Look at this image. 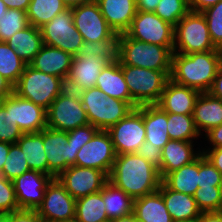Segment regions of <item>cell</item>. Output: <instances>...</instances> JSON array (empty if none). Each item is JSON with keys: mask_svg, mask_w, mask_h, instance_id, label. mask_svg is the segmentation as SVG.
I'll return each mask as SVG.
<instances>
[{"mask_svg": "<svg viewBox=\"0 0 222 222\" xmlns=\"http://www.w3.org/2000/svg\"><path fill=\"white\" fill-rule=\"evenodd\" d=\"M108 180L133 199L157 191L162 182L159 170L137 153L116 155Z\"/></svg>", "mask_w": 222, "mask_h": 222, "instance_id": "6da1fadb", "label": "cell"}, {"mask_svg": "<svg viewBox=\"0 0 222 222\" xmlns=\"http://www.w3.org/2000/svg\"><path fill=\"white\" fill-rule=\"evenodd\" d=\"M222 61V50L190 54L173 53L170 79L175 83L208 92Z\"/></svg>", "mask_w": 222, "mask_h": 222, "instance_id": "7a4b0ae2", "label": "cell"}, {"mask_svg": "<svg viewBox=\"0 0 222 222\" xmlns=\"http://www.w3.org/2000/svg\"><path fill=\"white\" fill-rule=\"evenodd\" d=\"M173 48L145 43L123 33L119 37L118 61L120 65L171 71Z\"/></svg>", "mask_w": 222, "mask_h": 222, "instance_id": "3957f363", "label": "cell"}, {"mask_svg": "<svg viewBox=\"0 0 222 222\" xmlns=\"http://www.w3.org/2000/svg\"><path fill=\"white\" fill-rule=\"evenodd\" d=\"M78 94L89 123L99 130L107 131L134 109L125 101L106 96L96 86Z\"/></svg>", "mask_w": 222, "mask_h": 222, "instance_id": "277c9868", "label": "cell"}, {"mask_svg": "<svg viewBox=\"0 0 222 222\" xmlns=\"http://www.w3.org/2000/svg\"><path fill=\"white\" fill-rule=\"evenodd\" d=\"M65 88L62 78L38 71L27 64L13 86V92L47 110Z\"/></svg>", "mask_w": 222, "mask_h": 222, "instance_id": "5b68a950", "label": "cell"}, {"mask_svg": "<svg viewBox=\"0 0 222 222\" xmlns=\"http://www.w3.org/2000/svg\"><path fill=\"white\" fill-rule=\"evenodd\" d=\"M131 98L138 105L157 104L170 79L171 71H156L130 65H120Z\"/></svg>", "mask_w": 222, "mask_h": 222, "instance_id": "8992f818", "label": "cell"}, {"mask_svg": "<svg viewBox=\"0 0 222 222\" xmlns=\"http://www.w3.org/2000/svg\"><path fill=\"white\" fill-rule=\"evenodd\" d=\"M217 49L201 12L189 11L174 27L173 53L190 54Z\"/></svg>", "mask_w": 222, "mask_h": 222, "instance_id": "52a82bcc", "label": "cell"}, {"mask_svg": "<svg viewBox=\"0 0 222 222\" xmlns=\"http://www.w3.org/2000/svg\"><path fill=\"white\" fill-rule=\"evenodd\" d=\"M47 127L69 131L89 124L86 111L77 92L65 88L46 110Z\"/></svg>", "mask_w": 222, "mask_h": 222, "instance_id": "ba28073f", "label": "cell"}, {"mask_svg": "<svg viewBox=\"0 0 222 222\" xmlns=\"http://www.w3.org/2000/svg\"><path fill=\"white\" fill-rule=\"evenodd\" d=\"M43 43L73 56L79 54L84 39L73 23L72 8H67L41 28Z\"/></svg>", "mask_w": 222, "mask_h": 222, "instance_id": "9c48e42d", "label": "cell"}, {"mask_svg": "<svg viewBox=\"0 0 222 222\" xmlns=\"http://www.w3.org/2000/svg\"><path fill=\"white\" fill-rule=\"evenodd\" d=\"M116 155L136 153L145 142L143 105L133 109L126 117L107 130Z\"/></svg>", "mask_w": 222, "mask_h": 222, "instance_id": "30bf717a", "label": "cell"}, {"mask_svg": "<svg viewBox=\"0 0 222 222\" xmlns=\"http://www.w3.org/2000/svg\"><path fill=\"white\" fill-rule=\"evenodd\" d=\"M125 34L149 44L174 46V26L154 12L137 11Z\"/></svg>", "mask_w": 222, "mask_h": 222, "instance_id": "8fae6325", "label": "cell"}, {"mask_svg": "<svg viewBox=\"0 0 222 222\" xmlns=\"http://www.w3.org/2000/svg\"><path fill=\"white\" fill-rule=\"evenodd\" d=\"M43 145L48 161V175L53 179L75 165L79 149L67 141V131L46 127L43 129Z\"/></svg>", "mask_w": 222, "mask_h": 222, "instance_id": "7c38bea8", "label": "cell"}, {"mask_svg": "<svg viewBox=\"0 0 222 222\" xmlns=\"http://www.w3.org/2000/svg\"><path fill=\"white\" fill-rule=\"evenodd\" d=\"M76 199H74L57 178L46 186L45 196L37 208L43 222H64L75 219Z\"/></svg>", "mask_w": 222, "mask_h": 222, "instance_id": "4fadbf2b", "label": "cell"}, {"mask_svg": "<svg viewBox=\"0 0 222 222\" xmlns=\"http://www.w3.org/2000/svg\"><path fill=\"white\" fill-rule=\"evenodd\" d=\"M115 157L116 153L109 133L99 130L89 142L79 149L75 165L98 169L109 176Z\"/></svg>", "mask_w": 222, "mask_h": 222, "instance_id": "5bb4252c", "label": "cell"}, {"mask_svg": "<svg viewBox=\"0 0 222 222\" xmlns=\"http://www.w3.org/2000/svg\"><path fill=\"white\" fill-rule=\"evenodd\" d=\"M57 179L74 199H78L101 191L108 181V175L98 169L74 165L63 171Z\"/></svg>", "mask_w": 222, "mask_h": 222, "instance_id": "9a60e30c", "label": "cell"}, {"mask_svg": "<svg viewBox=\"0 0 222 222\" xmlns=\"http://www.w3.org/2000/svg\"><path fill=\"white\" fill-rule=\"evenodd\" d=\"M73 23L84 41L112 39L116 33L109 27L97 2L72 7Z\"/></svg>", "mask_w": 222, "mask_h": 222, "instance_id": "2e32d148", "label": "cell"}, {"mask_svg": "<svg viewBox=\"0 0 222 222\" xmlns=\"http://www.w3.org/2000/svg\"><path fill=\"white\" fill-rule=\"evenodd\" d=\"M52 179L50 175L36 170L27 171L15 178L12 182L19 209L36 211L43 201L46 186Z\"/></svg>", "mask_w": 222, "mask_h": 222, "instance_id": "e0dca14e", "label": "cell"}, {"mask_svg": "<svg viewBox=\"0 0 222 222\" xmlns=\"http://www.w3.org/2000/svg\"><path fill=\"white\" fill-rule=\"evenodd\" d=\"M108 62L96 55L73 56L72 64L65 79V86L70 91L81 92L96 86L101 70Z\"/></svg>", "mask_w": 222, "mask_h": 222, "instance_id": "ac0fdd59", "label": "cell"}, {"mask_svg": "<svg viewBox=\"0 0 222 222\" xmlns=\"http://www.w3.org/2000/svg\"><path fill=\"white\" fill-rule=\"evenodd\" d=\"M11 117L23 133H37L47 127L46 109L11 93Z\"/></svg>", "mask_w": 222, "mask_h": 222, "instance_id": "d6986e66", "label": "cell"}, {"mask_svg": "<svg viewBox=\"0 0 222 222\" xmlns=\"http://www.w3.org/2000/svg\"><path fill=\"white\" fill-rule=\"evenodd\" d=\"M199 94L198 90L177 84L169 79L156 105L167 113L193 114L195 101Z\"/></svg>", "mask_w": 222, "mask_h": 222, "instance_id": "ffe728a7", "label": "cell"}, {"mask_svg": "<svg viewBox=\"0 0 222 222\" xmlns=\"http://www.w3.org/2000/svg\"><path fill=\"white\" fill-rule=\"evenodd\" d=\"M194 145L193 142L169 140L161 150L162 167L159 170L161 179L170 172L192 163L202 154L200 147L195 149Z\"/></svg>", "mask_w": 222, "mask_h": 222, "instance_id": "44dd1931", "label": "cell"}, {"mask_svg": "<svg viewBox=\"0 0 222 222\" xmlns=\"http://www.w3.org/2000/svg\"><path fill=\"white\" fill-rule=\"evenodd\" d=\"M109 27L116 34L125 33L137 13L136 0H96Z\"/></svg>", "mask_w": 222, "mask_h": 222, "instance_id": "7402d4cb", "label": "cell"}, {"mask_svg": "<svg viewBox=\"0 0 222 222\" xmlns=\"http://www.w3.org/2000/svg\"><path fill=\"white\" fill-rule=\"evenodd\" d=\"M72 60V54L44 44L29 65L38 71L60 77L65 81Z\"/></svg>", "mask_w": 222, "mask_h": 222, "instance_id": "603a6c76", "label": "cell"}, {"mask_svg": "<svg viewBox=\"0 0 222 222\" xmlns=\"http://www.w3.org/2000/svg\"><path fill=\"white\" fill-rule=\"evenodd\" d=\"M158 190L173 221L196 222L201 215L193 195L173 191L163 182Z\"/></svg>", "mask_w": 222, "mask_h": 222, "instance_id": "cb8c5ba5", "label": "cell"}, {"mask_svg": "<svg viewBox=\"0 0 222 222\" xmlns=\"http://www.w3.org/2000/svg\"><path fill=\"white\" fill-rule=\"evenodd\" d=\"M194 124L201 136L222 124V100L208 92L200 93L193 111ZM204 133V134H203Z\"/></svg>", "mask_w": 222, "mask_h": 222, "instance_id": "d4e9b609", "label": "cell"}, {"mask_svg": "<svg viewBox=\"0 0 222 222\" xmlns=\"http://www.w3.org/2000/svg\"><path fill=\"white\" fill-rule=\"evenodd\" d=\"M96 87L108 97L125 101L129 103L134 109L138 105L131 98L127 83L125 82L122 68L119 61L108 63L100 72Z\"/></svg>", "mask_w": 222, "mask_h": 222, "instance_id": "484cf974", "label": "cell"}, {"mask_svg": "<svg viewBox=\"0 0 222 222\" xmlns=\"http://www.w3.org/2000/svg\"><path fill=\"white\" fill-rule=\"evenodd\" d=\"M167 121V112H164L158 105H143L145 141L162 150L170 140Z\"/></svg>", "mask_w": 222, "mask_h": 222, "instance_id": "4316f807", "label": "cell"}, {"mask_svg": "<svg viewBox=\"0 0 222 222\" xmlns=\"http://www.w3.org/2000/svg\"><path fill=\"white\" fill-rule=\"evenodd\" d=\"M133 213L139 222H173L159 190L134 199Z\"/></svg>", "mask_w": 222, "mask_h": 222, "instance_id": "83f0119b", "label": "cell"}, {"mask_svg": "<svg viewBox=\"0 0 222 222\" xmlns=\"http://www.w3.org/2000/svg\"><path fill=\"white\" fill-rule=\"evenodd\" d=\"M6 43L27 64L34 59L44 45L40 28L33 25L16 32Z\"/></svg>", "mask_w": 222, "mask_h": 222, "instance_id": "f1b7e54d", "label": "cell"}, {"mask_svg": "<svg viewBox=\"0 0 222 222\" xmlns=\"http://www.w3.org/2000/svg\"><path fill=\"white\" fill-rule=\"evenodd\" d=\"M16 143L21 148L30 170L48 175V161L43 148V130L37 133H23Z\"/></svg>", "mask_w": 222, "mask_h": 222, "instance_id": "f546056e", "label": "cell"}, {"mask_svg": "<svg viewBox=\"0 0 222 222\" xmlns=\"http://www.w3.org/2000/svg\"><path fill=\"white\" fill-rule=\"evenodd\" d=\"M162 182L173 191L194 195L199 183V157L192 163L167 174Z\"/></svg>", "mask_w": 222, "mask_h": 222, "instance_id": "4dcf8cb0", "label": "cell"}, {"mask_svg": "<svg viewBox=\"0 0 222 222\" xmlns=\"http://www.w3.org/2000/svg\"><path fill=\"white\" fill-rule=\"evenodd\" d=\"M102 197L110 221L133 213L134 199L109 180L102 188Z\"/></svg>", "mask_w": 222, "mask_h": 222, "instance_id": "1f68e13d", "label": "cell"}, {"mask_svg": "<svg viewBox=\"0 0 222 222\" xmlns=\"http://www.w3.org/2000/svg\"><path fill=\"white\" fill-rule=\"evenodd\" d=\"M75 219L79 222H105L109 220L102 190L76 199Z\"/></svg>", "mask_w": 222, "mask_h": 222, "instance_id": "d6a6232c", "label": "cell"}, {"mask_svg": "<svg viewBox=\"0 0 222 222\" xmlns=\"http://www.w3.org/2000/svg\"><path fill=\"white\" fill-rule=\"evenodd\" d=\"M68 7L62 0H31L27 9L30 25L41 28Z\"/></svg>", "mask_w": 222, "mask_h": 222, "instance_id": "836d02e7", "label": "cell"}, {"mask_svg": "<svg viewBox=\"0 0 222 222\" xmlns=\"http://www.w3.org/2000/svg\"><path fill=\"white\" fill-rule=\"evenodd\" d=\"M167 115V131L170 140H181L197 143V141L194 140H198L201 135L195 127L193 114L184 115L167 113Z\"/></svg>", "mask_w": 222, "mask_h": 222, "instance_id": "e575fe53", "label": "cell"}, {"mask_svg": "<svg viewBox=\"0 0 222 222\" xmlns=\"http://www.w3.org/2000/svg\"><path fill=\"white\" fill-rule=\"evenodd\" d=\"M27 63L6 42L0 41V74L13 86L20 79Z\"/></svg>", "mask_w": 222, "mask_h": 222, "instance_id": "d590c367", "label": "cell"}, {"mask_svg": "<svg viewBox=\"0 0 222 222\" xmlns=\"http://www.w3.org/2000/svg\"><path fill=\"white\" fill-rule=\"evenodd\" d=\"M23 132L11 117V94L0 99V142L16 143Z\"/></svg>", "mask_w": 222, "mask_h": 222, "instance_id": "8d00e7d4", "label": "cell"}, {"mask_svg": "<svg viewBox=\"0 0 222 222\" xmlns=\"http://www.w3.org/2000/svg\"><path fill=\"white\" fill-rule=\"evenodd\" d=\"M119 37L120 34H116L112 39H104L99 42L84 41L79 54L82 56L94 54L105 59L108 63H113L118 60Z\"/></svg>", "mask_w": 222, "mask_h": 222, "instance_id": "74e56055", "label": "cell"}, {"mask_svg": "<svg viewBox=\"0 0 222 222\" xmlns=\"http://www.w3.org/2000/svg\"><path fill=\"white\" fill-rule=\"evenodd\" d=\"M27 13L19 9H8L5 16L0 18V41L6 42L16 32L28 27Z\"/></svg>", "mask_w": 222, "mask_h": 222, "instance_id": "f35d334b", "label": "cell"}, {"mask_svg": "<svg viewBox=\"0 0 222 222\" xmlns=\"http://www.w3.org/2000/svg\"><path fill=\"white\" fill-rule=\"evenodd\" d=\"M30 171V167L26 162V158L17 143L10 145L9 154L6 157V161L3 166L1 176L13 181L23 173Z\"/></svg>", "mask_w": 222, "mask_h": 222, "instance_id": "ab89813d", "label": "cell"}, {"mask_svg": "<svg viewBox=\"0 0 222 222\" xmlns=\"http://www.w3.org/2000/svg\"><path fill=\"white\" fill-rule=\"evenodd\" d=\"M189 11L188 0H160L154 13L175 27Z\"/></svg>", "mask_w": 222, "mask_h": 222, "instance_id": "60d3db41", "label": "cell"}, {"mask_svg": "<svg viewBox=\"0 0 222 222\" xmlns=\"http://www.w3.org/2000/svg\"><path fill=\"white\" fill-rule=\"evenodd\" d=\"M207 22L214 46L222 50V0L201 12Z\"/></svg>", "mask_w": 222, "mask_h": 222, "instance_id": "b9f144b4", "label": "cell"}, {"mask_svg": "<svg viewBox=\"0 0 222 222\" xmlns=\"http://www.w3.org/2000/svg\"><path fill=\"white\" fill-rule=\"evenodd\" d=\"M193 196L201 212L222 211V189L220 186L198 188Z\"/></svg>", "mask_w": 222, "mask_h": 222, "instance_id": "7bdbcfd3", "label": "cell"}, {"mask_svg": "<svg viewBox=\"0 0 222 222\" xmlns=\"http://www.w3.org/2000/svg\"><path fill=\"white\" fill-rule=\"evenodd\" d=\"M222 174L203 155L199 156V183L198 188H212L221 186Z\"/></svg>", "mask_w": 222, "mask_h": 222, "instance_id": "ee69618b", "label": "cell"}, {"mask_svg": "<svg viewBox=\"0 0 222 222\" xmlns=\"http://www.w3.org/2000/svg\"><path fill=\"white\" fill-rule=\"evenodd\" d=\"M20 210L13 182L0 175V214H10Z\"/></svg>", "mask_w": 222, "mask_h": 222, "instance_id": "f6af8a7d", "label": "cell"}, {"mask_svg": "<svg viewBox=\"0 0 222 222\" xmlns=\"http://www.w3.org/2000/svg\"><path fill=\"white\" fill-rule=\"evenodd\" d=\"M99 131L98 128L94 127L90 123L77 127L75 129L67 131V141H71V144L80 149Z\"/></svg>", "mask_w": 222, "mask_h": 222, "instance_id": "bcb514c9", "label": "cell"}, {"mask_svg": "<svg viewBox=\"0 0 222 222\" xmlns=\"http://www.w3.org/2000/svg\"><path fill=\"white\" fill-rule=\"evenodd\" d=\"M142 158L147 160L152 166L160 170L162 167L161 149L154 147L153 144L145 141L136 152Z\"/></svg>", "mask_w": 222, "mask_h": 222, "instance_id": "7dc6e473", "label": "cell"}, {"mask_svg": "<svg viewBox=\"0 0 222 222\" xmlns=\"http://www.w3.org/2000/svg\"><path fill=\"white\" fill-rule=\"evenodd\" d=\"M9 222H43L35 210H17L9 214Z\"/></svg>", "mask_w": 222, "mask_h": 222, "instance_id": "c3c4849f", "label": "cell"}, {"mask_svg": "<svg viewBox=\"0 0 222 222\" xmlns=\"http://www.w3.org/2000/svg\"><path fill=\"white\" fill-rule=\"evenodd\" d=\"M202 148V154L212 163V165L222 174V147Z\"/></svg>", "mask_w": 222, "mask_h": 222, "instance_id": "681fc988", "label": "cell"}, {"mask_svg": "<svg viewBox=\"0 0 222 222\" xmlns=\"http://www.w3.org/2000/svg\"><path fill=\"white\" fill-rule=\"evenodd\" d=\"M203 139H206L205 141H208L209 146H205L207 148H219L222 147V124L212 128L210 131H208Z\"/></svg>", "mask_w": 222, "mask_h": 222, "instance_id": "f907efd6", "label": "cell"}, {"mask_svg": "<svg viewBox=\"0 0 222 222\" xmlns=\"http://www.w3.org/2000/svg\"><path fill=\"white\" fill-rule=\"evenodd\" d=\"M208 93L213 97L222 100V61L217 70L216 77L214 78L213 84L209 89Z\"/></svg>", "mask_w": 222, "mask_h": 222, "instance_id": "816d5d0a", "label": "cell"}, {"mask_svg": "<svg viewBox=\"0 0 222 222\" xmlns=\"http://www.w3.org/2000/svg\"><path fill=\"white\" fill-rule=\"evenodd\" d=\"M220 0H188L190 11L202 12L208 7L215 5Z\"/></svg>", "mask_w": 222, "mask_h": 222, "instance_id": "f5cc1de1", "label": "cell"}, {"mask_svg": "<svg viewBox=\"0 0 222 222\" xmlns=\"http://www.w3.org/2000/svg\"><path fill=\"white\" fill-rule=\"evenodd\" d=\"M160 0H136L137 11L154 12Z\"/></svg>", "mask_w": 222, "mask_h": 222, "instance_id": "db71d44e", "label": "cell"}, {"mask_svg": "<svg viewBox=\"0 0 222 222\" xmlns=\"http://www.w3.org/2000/svg\"><path fill=\"white\" fill-rule=\"evenodd\" d=\"M196 222H222V211L202 212Z\"/></svg>", "mask_w": 222, "mask_h": 222, "instance_id": "11a10c76", "label": "cell"}, {"mask_svg": "<svg viewBox=\"0 0 222 222\" xmlns=\"http://www.w3.org/2000/svg\"><path fill=\"white\" fill-rule=\"evenodd\" d=\"M8 9H19L27 12L31 0H3Z\"/></svg>", "mask_w": 222, "mask_h": 222, "instance_id": "9f6ffc18", "label": "cell"}, {"mask_svg": "<svg viewBox=\"0 0 222 222\" xmlns=\"http://www.w3.org/2000/svg\"><path fill=\"white\" fill-rule=\"evenodd\" d=\"M13 92V85L0 74V99Z\"/></svg>", "mask_w": 222, "mask_h": 222, "instance_id": "6f0895ef", "label": "cell"}, {"mask_svg": "<svg viewBox=\"0 0 222 222\" xmlns=\"http://www.w3.org/2000/svg\"><path fill=\"white\" fill-rule=\"evenodd\" d=\"M10 143L0 142V174L2 173L6 157L10 151Z\"/></svg>", "mask_w": 222, "mask_h": 222, "instance_id": "680465c9", "label": "cell"}, {"mask_svg": "<svg viewBox=\"0 0 222 222\" xmlns=\"http://www.w3.org/2000/svg\"><path fill=\"white\" fill-rule=\"evenodd\" d=\"M62 1L68 8H72L81 4L92 3L95 2L96 0H62Z\"/></svg>", "mask_w": 222, "mask_h": 222, "instance_id": "91938a15", "label": "cell"}, {"mask_svg": "<svg viewBox=\"0 0 222 222\" xmlns=\"http://www.w3.org/2000/svg\"><path fill=\"white\" fill-rule=\"evenodd\" d=\"M111 222H139L136 220L134 213L111 220Z\"/></svg>", "mask_w": 222, "mask_h": 222, "instance_id": "94428289", "label": "cell"}, {"mask_svg": "<svg viewBox=\"0 0 222 222\" xmlns=\"http://www.w3.org/2000/svg\"><path fill=\"white\" fill-rule=\"evenodd\" d=\"M8 10L5 2L3 0H0V18L5 16V12Z\"/></svg>", "mask_w": 222, "mask_h": 222, "instance_id": "6125c7cd", "label": "cell"}, {"mask_svg": "<svg viewBox=\"0 0 222 222\" xmlns=\"http://www.w3.org/2000/svg\"><path fill=\"white\" fill-rule=\"evenodd\" d=\"M0 222H9V214H0Z\"/></svg>", "mask_w": 222, "mask_h": 222, "instance_id": "be15d7a7", "label": "cell"}, {"mask_svg": "<svg viewBox=\"0 0 222 222\" xmlns=\"http://www.w3.org/2000/svg\"><path fill=\"white\" fill-rule=\"evenodd\" d=\"M64 222H79V221H77L76 219H73V220L64 221Z\"/></svg>", "mask_w": 222, "mask_h": 222, "instance_id": "e7e4bbea", "label": "cell"}]
</instances>
